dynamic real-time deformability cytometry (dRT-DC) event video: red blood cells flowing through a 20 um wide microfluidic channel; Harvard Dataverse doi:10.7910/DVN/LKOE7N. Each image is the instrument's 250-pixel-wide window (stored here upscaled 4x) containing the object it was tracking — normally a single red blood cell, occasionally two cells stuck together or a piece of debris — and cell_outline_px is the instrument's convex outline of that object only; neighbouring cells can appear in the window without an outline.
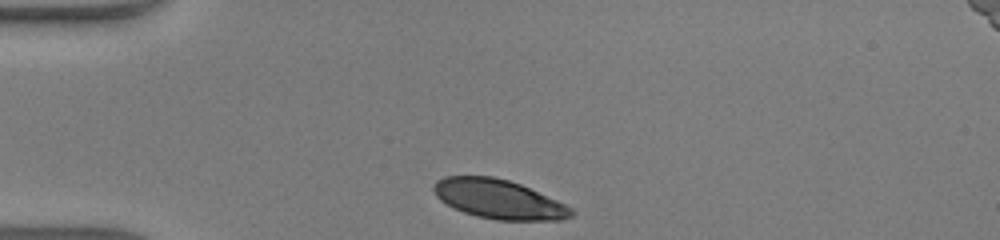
{"species": "human", "species_latin": "Homo sapiens", "temperature_condition": "warm", "stored_images_in_passage": 28, "camera_frame_rate_fps": 3000, "um_per_image_px": 0.085, "donor": {"sex": "male"}, "frame": {"image": 1, "passage_image": 1, "time_ms": 0.0, "image_size_px": [1000, 240], "cell_outline_px": [[576, 212], [572, 216], [560, 220], [496, 220], [476, 216], [464, 212], [440, 200], [436, 196], [432, 188], [436, 180], [444, 176], [492, 176], [508, 180], [520, 184], [556, 200], [572, 208]], "centroid_in_image_um": [42.38, 16.93], "position_along_channel_um": 42.6, "area_um2": 31.27}}
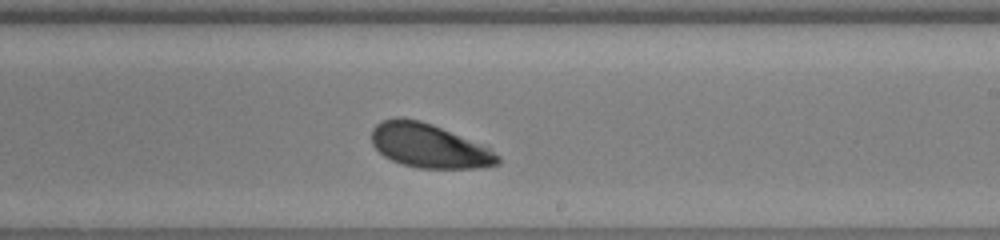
{"frame": {"image": 2, "passage_image": 18, "time_ms": 5.667, "image_size_px": [1000, 240], "cell_outline_px": [[500, 164], [480, 168], [420, 168], [404, 164], [392, 160], [384, 156], [372, 144], [372, 128], [380, 120], [396, 116], [400, 116], [420, 120], [432, 124], [488, 144], [500, 156]], "centroid_in_image_um": [36.54, 12.36], "position_along_channel_um": 252.5, "area_um2": 33.18}}
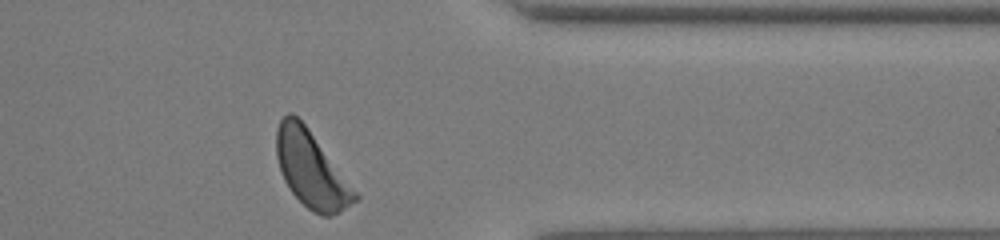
{"frame": {"image": 3, "passage_image": 28, "time_ms": 9.0, "image_size_px": [1000, 240], "cell_outline_px": [[360, 200], [340, 212], [328, 216], [320, 216], [312, 212], [292, 192], [284, 180], [276, 156], [276, 128], [280, 120], [288, 112], [292, 112], [308, 128], [360, 196]], "centroid_in_image_um": [26.46, 14.42], "position_along_channel_um": 384.9, "area_um2": 34.56}, "authors_computed_cell_mechanics": {"area_um2": 33.2061, "velocity_mm_per_s": 4.2891, "shape_relaxation_time_tau1_ms": 1.4742, "shape_relaxation_time_tau2_ms": null, "deformation_change_tau1": 0.1179, "deformation_change_tau2": null}}